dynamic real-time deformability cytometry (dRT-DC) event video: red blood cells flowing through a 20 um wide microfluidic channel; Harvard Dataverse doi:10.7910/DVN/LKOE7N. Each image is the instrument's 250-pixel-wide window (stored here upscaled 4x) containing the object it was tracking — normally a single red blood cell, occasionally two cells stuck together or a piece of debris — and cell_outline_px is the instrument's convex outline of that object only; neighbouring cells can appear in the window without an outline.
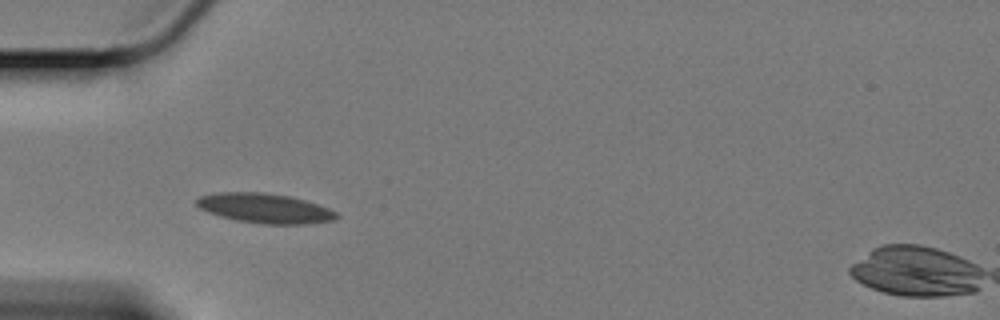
{"species": "Egyptian fruit bat (a non-hibernating species)", "species_latin": "Rousettus aegyptiacus", "temperature_condition": "cold", "stored_images_in_passage": 17, "camera_frame_rate_fps": 3000, "um_per_image_px": 0.085, "animal": {"sex": "female"}, "frame": {"image": 1, "passage_image": 14, "time_ms": 4.333, "image_size_px": [1000, 320], "cell_outline_px": [[340, 216], [336, 220], [308, 224], [264, 224], [236, 220], [220, 216], [208, 212], [200, 208], [196, 204], [196, 200], [200, 196], [220, 192], [264, 192], [288, 196], [304, 200], [328, 208], [336, 212]], "centroid_in_image_um": [22.53, 17.71], "position_along_channel_um": 62.5, "area_um2": 24.16}}